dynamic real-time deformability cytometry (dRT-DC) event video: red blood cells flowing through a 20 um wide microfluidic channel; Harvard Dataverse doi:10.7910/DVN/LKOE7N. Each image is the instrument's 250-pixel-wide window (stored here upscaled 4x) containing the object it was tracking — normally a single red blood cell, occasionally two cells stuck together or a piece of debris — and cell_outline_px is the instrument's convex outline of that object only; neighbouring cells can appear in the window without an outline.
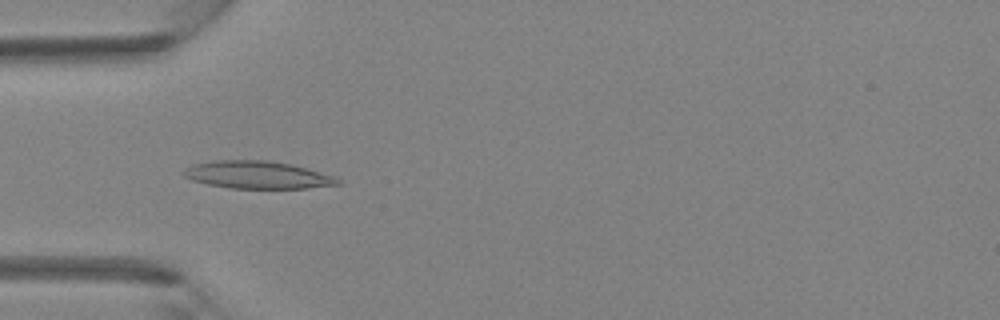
{"species": "Egyptian fruit bat (a non-hibernating species)", "species_latin": "Rousettus aegyptiacus", "temperature_condition": "room temperature", "stored_images_in_passage": 42, "camera_frame_rate_fps": 3000, "um_per_image_px": 0.085, "animal": {"sex": "female"}, "frame": {"image": 1, "passage_image": 13, "time_ms": 4.0, "image_size_px": [1000, 320], "cell_outline_px": [[340, 184], [308, 188], [232, 188], [208, 184], [192, 180], [184, 176], [184, 168], [192, 164], [212, 160], [268, 160], [292, 164], [336, 176], [340, 180]], "centroid_in_image_um": [21.89, 14.85], "position_along_channel_um": 63.1, "area_um2": 24.8}}
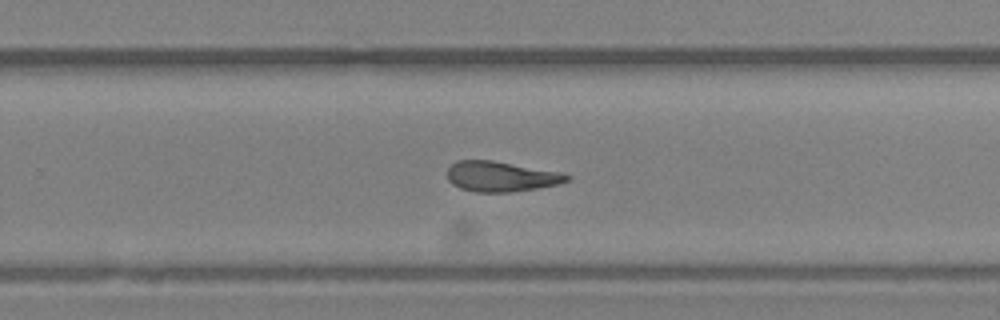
{"frame": {"image": 2, "passage_image": 27, "time_ms": 8.667, "image_size_px": [1000, 320], "cell_outline_px": [[572, 180], [560, 184], [536, 188], [508, 192], [476, 192], [460, 188], [452, 184], [448, 180], [448, 168], [456, 160], [492, 160], [560, 172], [572, 176]], "centroid_in_image_um": [42.6, 15.0], "position_along_channel_um": 287.2, "area_um2": 21.1}}
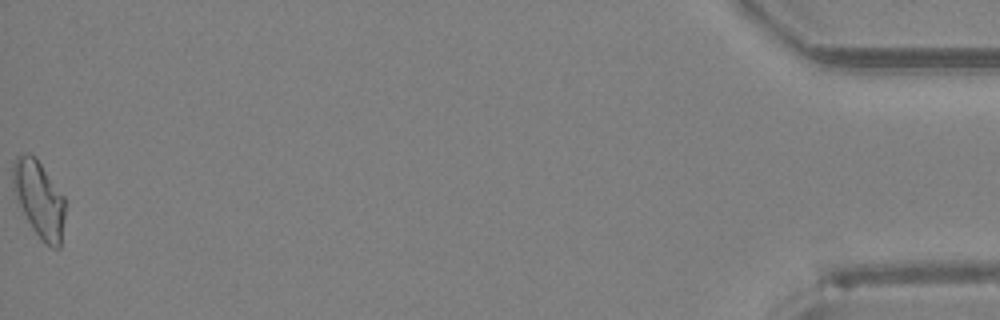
{"frame": {"image": 3, "passage_image": 42, "time_ms": 13.667, "image_size_px": [1000, 320], "cell_outline_px": [[64, 216], [60, 248], [52, 248], [44, 244], [32, 228], [12, 188], [12, 164], [16, 156], [28, 152], [36, 156], [64, 196]], "centroid_in_image_um": [3.31, 16.88], "position_along_channel_um": 431.9, "area_um2": 23.29}}